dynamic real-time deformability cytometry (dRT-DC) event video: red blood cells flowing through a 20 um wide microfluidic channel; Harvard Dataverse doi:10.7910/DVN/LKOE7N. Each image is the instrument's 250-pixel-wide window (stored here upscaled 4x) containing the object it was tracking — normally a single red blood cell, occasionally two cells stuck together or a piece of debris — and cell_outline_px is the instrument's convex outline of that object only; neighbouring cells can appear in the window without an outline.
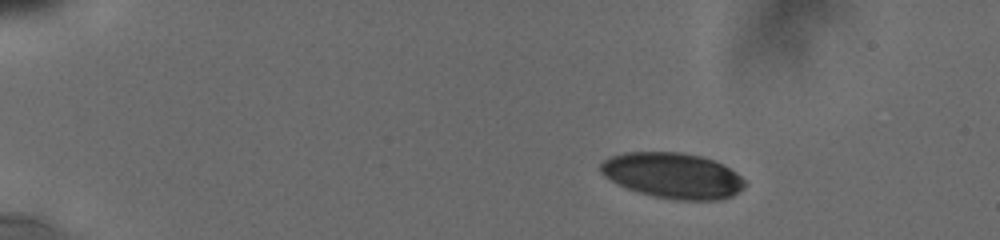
{"species": "human", "species_latin": "Homo sapiens", "temperature_condition": "cold", "stored_images_in_passage": 8, "camera_frame_rate_fps": 3000, "um_per_image_px": 0.085, "donor": {"sex": "male"}, "frame": {"image": 1, "passage_image": 3, "time_ms": 2.0, "image_size_px": [1000, 240], "cell_outline_px": [[748, 184], [744, 188], [732, 196], [720, 200], [676, 200], [656, 196], [640, 192], [628, 188], [604, 176], [600, 172], [600, 164], [604, 160], [612, 156], [624, 152], [680, 152], [700, 156], [712, 160], [736, 172]], "centroid_in_image_um": [57.21, 14.92], "position_along_channel_um": 27.8, "area_um2": 38.03}}
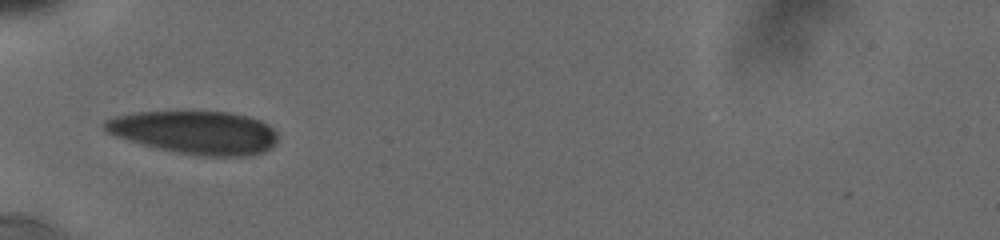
{"frame": {"image": 2, "passage_image": 7, "time_ms": 5.667, "image_size_px": [1000, 240], "cell_outline_px": [[276, 144], [272, 148], [264, 152], [252, 156], [196, 156], [172, 152], [116, 136], [108, 132], [100, 124], [104, 120], [112, 116], [132, 112], [228, 112], [248, 116], [260, 120], [268, 124], [276, 132]], "centroid_in_image_um": [16.59, 11.26], "position_along_channel_um": 68.4, "area_um2": 43.81}}